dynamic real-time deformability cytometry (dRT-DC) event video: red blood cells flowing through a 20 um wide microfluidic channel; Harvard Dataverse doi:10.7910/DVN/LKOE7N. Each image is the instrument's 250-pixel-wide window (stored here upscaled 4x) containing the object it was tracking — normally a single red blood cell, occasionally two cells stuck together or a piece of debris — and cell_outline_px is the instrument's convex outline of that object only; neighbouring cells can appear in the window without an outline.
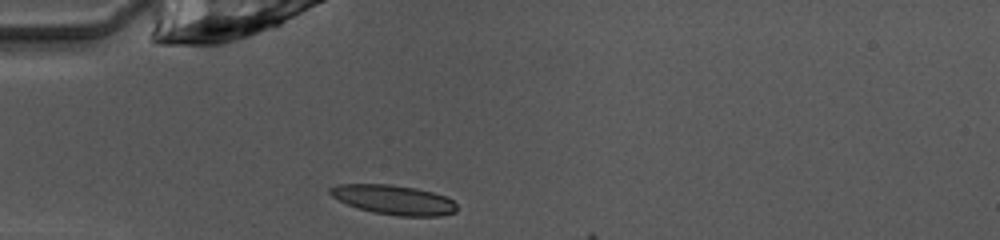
{"species": "common noctule bat (a hibernating species)", "species_latin": "Nyctalus noctula", "temperature_condition": "warm", "stored_images_in_passage": 4, "camera_frame_rate_fps": 3000, "um_per_image_px": 0.085, "animal": {"sex": "female", "body_mass_g": 10.0, "forearm_length_mm": 53.1}, "frame": {"image": 1, "passage_image": 1, "time_ms": 0.0, "image_size_px": [1000, 240], "cell_outline_px": [[456, 212], [440, 216], [396, 216], [372, 212], [356, 208], [332, 196], [328, 192], [328, 188], [336, 184], [392, 184], [416, 188], [432, 192], [444, 196], [452, 200], [456, 204]], "centroid_in_image_um": [33.44, 16.98], "position_along_channel_um": 51.6, "area_um2": 21.91}}